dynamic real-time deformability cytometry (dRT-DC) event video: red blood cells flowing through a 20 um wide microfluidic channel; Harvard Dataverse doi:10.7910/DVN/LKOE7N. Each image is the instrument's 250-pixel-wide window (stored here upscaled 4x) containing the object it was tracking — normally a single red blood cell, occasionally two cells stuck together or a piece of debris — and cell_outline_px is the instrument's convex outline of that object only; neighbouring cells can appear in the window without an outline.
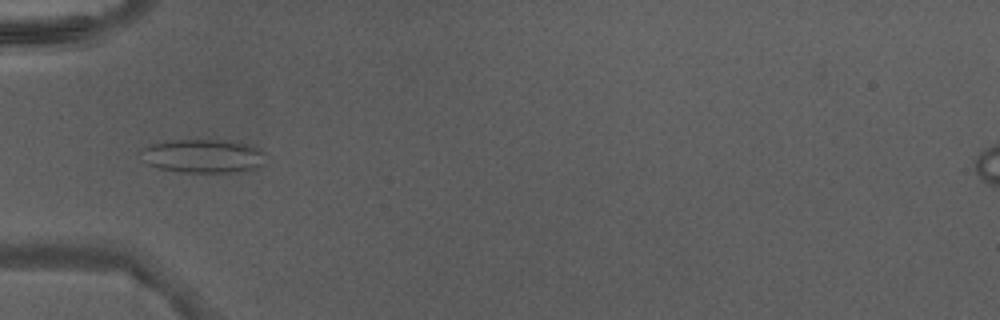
{"species": "Egyptian fruit bat (a non-hibernating species)", "species_latin": "Rousettus aegyptiacus", "temperature_condition": "warm", "stored_images_in_passage": 36, "camera_frame_rate_fps": 3000, "um_per_image_px": 0.085, "animal": {"sex": "male"}, "frame": {"image": 1, "passage_image": 6, "time_ms": 1.667, "image_size_px": [1000, 320], "cell_outline_px": [[264, 164], [256, 168], [244, 172], [180, 172], [160, 168], [148, 164], [140, 160], [136, 152], [152, 144], [172, 140], [232, 140], [252, 144], [264, 152]], "centroid_in_image_um": [17.26, 13.26], "position_along_channel_um": 67.7, "area_um2": 25.03}}
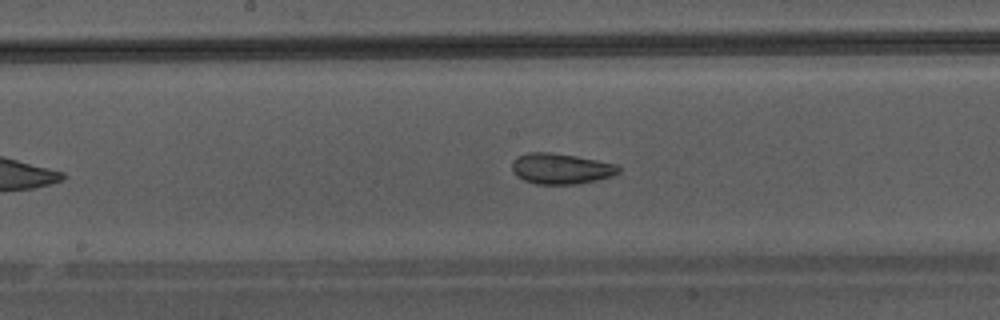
{"frame": {"image": 2, "passage_image": 15, "time_ms": 4.667, "image_size_px": [1000, 320], "cell_outline_px": [[620, 172], [612, 176], [596, 180], [576, 184], [536, 184], [524, 180], [516, 176], [512, 172], [512, 160], [516, 156], [528, 152], [552, 152], [576, 156], [616, 164], [620, 168]], "centroid_in_image_um": [47.64, 14.33], "position_along_channel_um": 200.6, "area_um2": 19.19}}
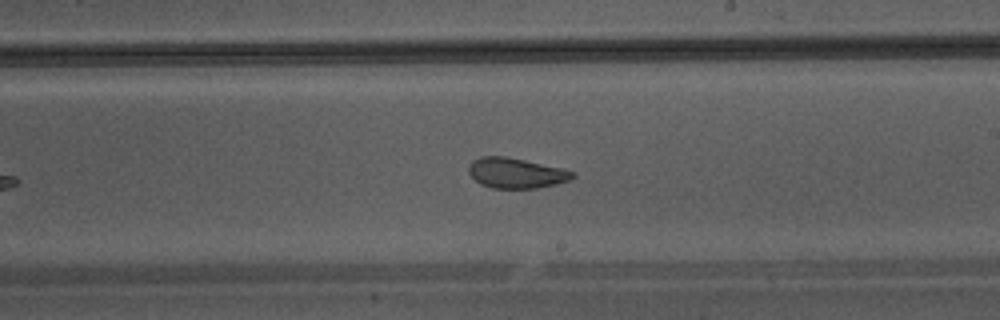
{"frame": {"image": 3, "passage_image": 18, "time_ms": 5.667, "image_size_px": [1000, 320], "cell_outline_px": [[576, 176], [572, 180], [556, 184], [536, 188], [492, 188], [480, 184], [468, 172], [468, 164], [472, 160], [480, 156], [504, 156], [564, 168], [576, 172]], "centroid_in_image_um": [43.89, 14.7], "position_along_channel_um": 245.1, "area_um2": 18.55}}